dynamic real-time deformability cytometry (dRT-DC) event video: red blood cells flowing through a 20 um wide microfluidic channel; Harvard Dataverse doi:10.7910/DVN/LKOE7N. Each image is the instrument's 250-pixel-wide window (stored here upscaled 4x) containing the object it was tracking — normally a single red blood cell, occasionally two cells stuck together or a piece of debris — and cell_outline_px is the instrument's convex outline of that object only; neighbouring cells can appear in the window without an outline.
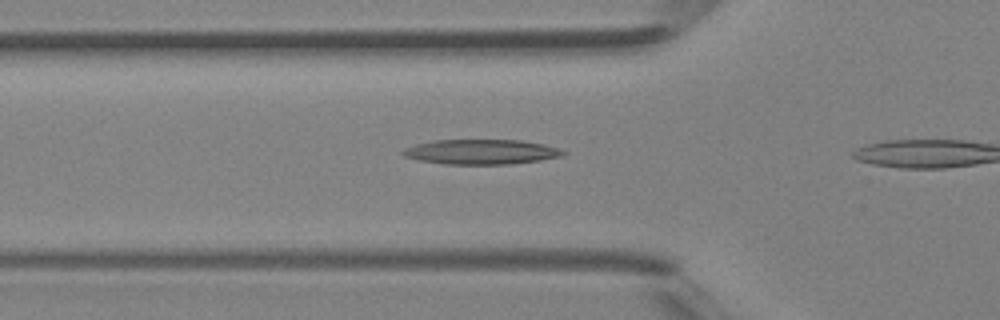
{"species": "Egyptian fruit bat (a non-hibernating species)", "species_latin": "Rousettus aegyptiacus", "temperature_condition": "room temperature", "stored_images_in_passage": 6, "camera_frame_rate_fps": 3000, "um_per_image_px": 0.085, "animal": {"sex": "female"}, "frame": {"image": 1, "passage_image": 5, "time_ms": 1.333, "image_size_px": [1000, 320], "cell_outline_px": [[568, 152], [564, 156], [540, 160], [512, 164], [444, 164], [420, 160], [404, 156], [400, 152], [404, 148], [416, 144], [432, 140], [520, 140], [544, 144]], "centroid_in_image_um": [40.9, 12.91], "position_along_channel_um": 84.9, "area_um2": 23.29}}